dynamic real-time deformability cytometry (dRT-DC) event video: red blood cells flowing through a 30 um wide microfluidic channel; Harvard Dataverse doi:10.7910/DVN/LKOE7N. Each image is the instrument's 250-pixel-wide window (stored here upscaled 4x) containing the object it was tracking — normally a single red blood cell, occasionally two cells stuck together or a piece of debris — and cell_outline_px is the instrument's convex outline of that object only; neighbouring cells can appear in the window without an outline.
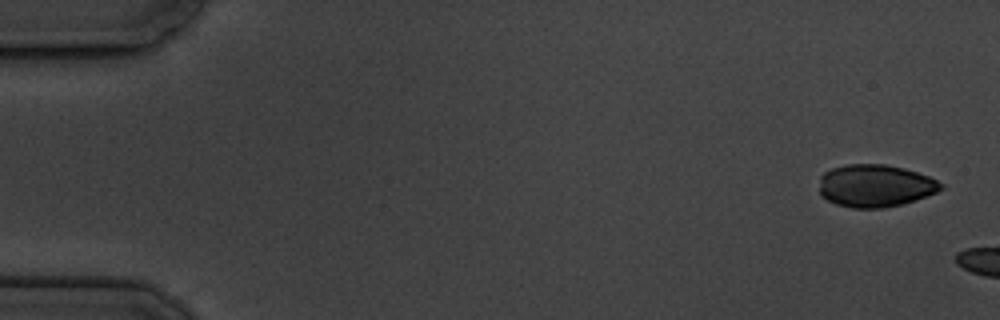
{"species": "common noctule bat (a hibernating species)", "species_latin": "Nyctalus noctula", "temperature_condition": "cold", "stored_images_in_passage": 2, "camera_frame_rate_fps": 3000, "um_per_image_px": 0.085, "animal": {"sex": "male", "body_mass_g": 19.5, "forearm_length_mm": 54.6}, "frame": {"image": 1, "passage_image": 1, "time_ms": 0.0, "image_size_px": [1000, 320], "cell_outline_px": [[944, 188], [936, 192], [916, 200], [884, 208], [852, 208], [836, 204], [820, 196], [820, 176], [824, 172], [832, 168], [844, 164], [884, 164], [904, 168], [928, 176], [944, 184]], "centroid_in_image_um": [74.38, 15.79], "position_along_channel_um": 10.6, "area_um2": 30.23}}